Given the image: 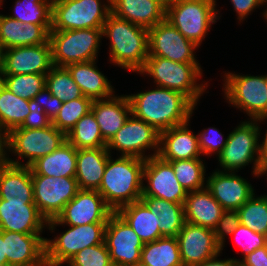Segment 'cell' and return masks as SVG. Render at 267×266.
<instances>
[{"mask_svg": "<svg viewBox=\"0 0 267 266\" xmlns=\"http://www.w3.org/2000/svg\"><path fill=\"white\" fill-rule=\"evenodd\" d=\"M128 97L132 114L159 132L190 121L196 107L182 93L158 86Z\"/></svg>", "mask_w": 267, "mask_h": 266, "instance_id": "obj_1", "label": "cell"}, {"mask_svg": "<svg viewBox=\"0 0 267 266\" xmlns=\"http://www.w3.org/2000/svg\"><path fill=\"white\" fill-rule=\"evenodd\" d=\"M144 164L145 160L132 156L108 157L97 191L113 212L141 199Z\"/></svg>", "mask_w": 267, "mask_h": 266, "instance_id": "obj_2", "label": "cell"}, {"mask_svg": "<svg viewBox=\"0 0 267 266\" xmlns=\"http://www.w3.org/2000/svg\"><path fill=\"white\" fill-rule=\"evenodd\" d=\"M102 36L109 37L113 65L137 73L142 69L149 56L148 29L111 13L103 24Z\"/></svg>", "mask_w": 267, "mask_h": 266, "instance_id": "obj_3", "label": "cell"}, {"mask_svg": "<svg viewBox=\"0 0 267 266\" xmlns=\"http://www.w3.org/2000/svg\"><path fill=\"white\" fill-rule=\"evenodd\" d=\"M138 73L151 76L156 87L182 93L195 106L208 86L207 82L196 83L202 76L199 63H179L159 56H148Z\"/></svg>", "mask_w": 267, "mask_h": 266, "instance_id": "obj_4", "label": "cell"}, {"mask_svg": "<svg viewBox=\"0 0 267 266\" xmlns=\"http://www.w3.org/2000/svg\"><path fill=\"white\" fill-rule=\"evenodd\" d=\"M259 120L241 122L228 136L227 144L218 154V162L223 170L239 172L253 162L254 176H261L260 164V127Z\"/></svg>", "mask_w": 267, "mask_h": 266, "instance_id": "obj_5", "label": "cell"}, {"mask_svg": "<svg viewBox=\"0 0 267 266\" xmlns=\"http://www.w3.org/2000/svg\"><path fill=\"white\" fill-rule=\"evenodd\" d=\"M102 37V28L51 30L49 42L53 66L67 67L97 60Z\"/></svg>", "mask_w": 267, "mask_h": 266, "instance_id": "obj_6", "label": "cell"}, {"mask_svg": "<svg viewBox=\"0 0 267 266\" xmlns=\"http://www.w3.org/2000/svg\"><path fill=\"white\" fill-rule=\"evenodd\" d=\"M218 12L216 0H176L166 10V19L199 47L211 25L220 18Z\"/></svg>", "mask_w": 267, "mask_h": 266, "instance_id": "obj_7", "label": "cell"}, {"mask_svg": "<svg viewBox=\"0 0 267 266\" xmlns=\"http://www.w3.org/2000/svg\"><path fill=\"white\" fill-rule=\"evenodd\" d=\"M224 95L229 104L250 117V120L267 119V75L251 76L224 74Z\"/></svg>", "mask_w": 267, "mask_h": 266, "instance_id": "obj_8", "label": "cell"}, {"mask_svg": "<svg viewBox=\"0 0 267 266\" xmlns=\"http://www.w3.org/2000/svg\"><path fill=\"white\" fill-rule=\"evenodd\" d=\"M67 141L66 134L53 124L39 129H13L6 134V147L9 152L20 159H26L23 164L16 159L7 157V162L13 165L30 166L38 158L46 156Z\"/></svg>", "mask_w": 267, "mask_h": 266, "instance_id": "obj_9", "label": "cell"}, {"mask_svg": "<svg viewBox=\"0 0 267 266\" xmlns=\"http://www.w3.org/2000/svg\"><path fill=\"white\" fill-rule=\"evenodd\" d=\"M53 0L51 30L102 28L111 14V0Z\"/></svg>", "mask_w": 267, "mask_h": 266, "instance_id": "obj_10", "label": "cell"}, {"mask_svg": "<svg viewBox=\"0 0 267 266\" xmlns=\"http://www.w3.org/2000/svg\"><path fill=\"white\" fill-rule=\"evenodd\" d=\"M107 222H97L70 228L54 239H45L46 266H61L84 248L104 242Z\"/></svg>", "mask_w": 267, "mask_h": 266, "instance_id": "obj_11", "label": "cell"}, {"mask_svg": "<svg viewBox=\"0 0 267 266\" xmlns=\"http://www.w3.org/2000/svg\"><path fill=\"white\" fill-rule=\"evenodd\" d=\"M106 147L109 152L113 149L121 151V156H132L146 160L151 156L158 155L160 132L132 114ZM148 149H152L154 154L145 155V151Z\"/></svg>", "mask_w": 267, "mask_h": 266, "instance_id": "obj_12", "label": "cell"}, {"mask_svg": "<svg viewBox=\"0 0 267 266\" xmlns=\"http://www.w3.org/2000/svg\"><path fill=\"white\" fill-rule=\"evenodd\" d=\"M112 213L113 211L106 205L98 191L79 189L56 219L47 221L46 228L54 232L57 225L78 226L107 222Z\"/></svg>", "mask_w": 267, "mask_h": 266, "instance_id": "obj_13", "label": "cell"}, {"mask_svg": "<svg viewBox=\"0 0 267 266\" xmlns=\"http://www.w3.org/2000/svg\"><path fill=\"white\" fill-rule=\"evenodd\" d=\"M32 183L34 203L47 221L56 219L79 190L77 180L73 177L32 175Z\"/></svg>", "mask_w": 267, "mask_h": 266, "instance_id": "obj_14", "label": "cell"}, {"mask_svg": "<svg viewBox=\"0 0 267 266\" xmlns=\"http://www.w3.org/2000/svg\"><path fill=\"white\" fill-rule=\"evenodd\" d=\"M104 241L114 266H133L140 262L144 243L117 212L107 220Z\"/></svg>", "mask_w": 267, "mask_h": 266, "instance_id": "obj_15", "label": "cell"}, {"mask_svg": "<svg viewBox=\"0 0 267 266\" xmlns=\"http://www.w3.org/2000/svg\"><path fill=\"white\" fill-rule=\"evenodd\" d=\"M149 56H159L179 63H199L196 46L167 19L148 29Z\"/></svg>", "mask_w": 267, "mask_h": 266, "instance_id": "obj_16", "label": "cell"}, {"mask_svg": "<svg viewBox=\"0 0 267 266\" xmlns=\"http://www.w3.org/2000/svg\"><path fill=\"white\" fill-rule=\"evenodd\" d=\"M142 185V196H151L174 203L184 204L187 191L176 179L172 165L159 155L145 160Z\"/></svg>", "mask_w": 267, "mask_h": 266, "instance_id": "obj_17", "label": "cell"}, {"mask_svg": "<svg viewBox=\"0 0 267 266\" xmlns=\"http://www.w3.org/2000/svg\"><path fill=\"white\" fill-rule=\"evenodd\" d=\"M183 266L201 264L221 252L212 229L185 222L176 236Z\"/></svg>", "mask_w": 267, "mask_h": 266, "instance_id": "obj_18", "label": "cell"}, {"mask_svg": "<svg viewBox=\"0 0 267 266\" xmlns=\"http://www.w3.org/2000/svg\"><path fill=\"white\" fill-rule=\"evenodd\" d=\"M53 67L51 44L13 47L4 52L2 75L47 74Z\"/></svg>", "mask_w": 267, "mask_h": 266, "instance_id": "obj_19", "label": "cell"}, {"mask_svg": "<svg viewBox=\"0 0 267 266\" xmlns=\"http://www.w3.org/2000/svg\"><path fill=\"white\" fill-rule=\"evenodd\" d=\"M206 188L224 210H238L253 194L254 188L236 172L219 169L207 178Z\"/></svg>", "mask_w": 267, "mask_h": 266, "instance_id": "obj_20", "label": "cell"}, {"mask_svg": "<svg viewBox=\"0 0 267 266\" xmlns=\"http://www.w3.org/2000/svg\"><path fill=\"white\" fill-rule=\"evenodd\" d=\"M45 239L41 234L3 230L8 266H46Z\"/></svg>", "mask_w": 267, "mask_h": 266, "instance_id": "obj_21", "label": "cell"}, {"mask_svg": "<svg viewBox=\"0 0 267 266\" xmlns=\"http://www.w3.org/2000/svg\"><path fill=\"white\" fill-rule=\"evenodd\" d=\"M47 220L34 202H9L0 199V229L24 234H41Z\"/></svg>", "mask_w": 267, "mask_h": 266, "instance_id": "obj_22", "label": "cell"}, {"mask_svg": "<svg viewBox=\"0 0 267 266\" xmlns=\"http://www.w3.org/2000/svg\"><path fill=\"white\" fill-rule=\"evenodd\" d=\"M91 111L96 117L103 139L108 143L122 128L130 115L132 108L128 95L115 96L94 100Z\"/></svg>", "mask_w": 267, "mask_h": 266, "instance_id": "obj_23", "label": "cell"}, {"mask_svg": "<svg viewBox=\"0 0 267 266\" xmlns=\"http://www.w3.org/2000/svg\"><path fill=\"white\" fill-rule=\"evenodd\" d=\"M189 121L160 132L158 155L165 161L200 159L198 138L189 130Z\"/></svg>", "mask_w": 267, "mask_h": 266, "instance_id": "obj_24", "label": "cell"}, {"mask_svg": "<svg viewBox=\"0 0 267 266\" xmlns=\"http://www.w3.org/2000/svg\"><path fill=\"white\" fill-rule=\"evenodd\" d=\"M51 26L20 23L8 15L0 14V40L5 50L44 44L49 41Z\"/></svg>", "mask_w": 267, "mask_h": 266, "instance_id": "obj_25", "label": "cell"}, {"mask_svg": "<svg viewBox=\"0 0 267 266\" xmlns=\"http://www.w3.org/2000/svg\"><path fill=\"white\" fill-rule=\"evenodd\" d=\"M0 199L34 202L31 168L6 162L0 167Z\"/></svg>", "mask_w": 267, "mask_h": 266, "instance_id": "obj_26", "label": "cell"}, {"mask_svg": "<svg viewBox=\"0 0 267 266\" xmlns=\"http://www.w3.org/2000/svg\"><path fill=\"white\" fill-rule=\"evenodd\" d=\"M111 13L146 29L166 19V10L154 0H111Z\"/></svg>", "mask_w": 267, "mask_h": 266, "instance_id": "obj_27", "label": "cell"}, {"mask_svg": "<svg viewBox=\"0 0 267 266\" xmlns=\"http://www.w3.org/2000/svg\"><path fill=\"white\" fill-rule=\"evenodd\" d=\"M223 211L206 187L187 193L184 202L186 222L213 230Z\"/></svg>", "mask_w": 267, "mask_h": 266, "instance_id": "obj_28", "label": "cell"}, {"mask_svg": "<svg viewBox=\"0 0 267 266\" xmlns=\"http://www.w3.org/2000/svg\"><path fill=\"white\" fill-rule=\"evenodd\" d=\"M111 152L107 147L77 149L76 180L79 189L98 190Z\"/></svg>", "mask_w": 267, "mask_h": 266, "instance_id": "obj_29", "label": "cell"}, {"mask_svg": "<svg viewBox=\"0 0 267 266\" xmlns=\"http://www.w3.org/2000/svg\"><path fill=\"white\" fill-rule=\"evenodd\" d=\"M95 61L97 60L70 64L66 67L82 94L92 101L109 98L115 93L107 77L98 70Z\"/></svg>", "mask_w": 267, "mask_h": 266, "instance_id": "obj_30", "label": "cell"}, {"mask_svg": "<svg viewBox=\"0 0 267 266\" xmlns=\"http://www.w3.org/2000/svg\"><path fill=\"white\" fill-rule=\"evenodd\" d=\"M31 175L76 177L77 149L68 141L52 153L38 158L30 166Z\"/></svg>", "mask_w": 267, "mask_h": 266, "instance_id": "obj_31", "label": "cell"}, {"mask_svg": "<svg viewBox=\"0 0 267 266\" xmlns=\"http://www.w3.org/2000/svg\"><path fill=\"white\" fill-rule=\"evenodd\" d=\"M117 213L131 226L144 244L163 237L159 230V217L141 200L121 207Z\"/></svg>", "mask_w": 267, "mask_h": 266, "instance_id": "obj_32", "label": "cell"}, {"mask_svg": "<svg viewBox=\"0 0 267 266\" xmlns=\"http://www.w3.org/2000/svg\"><path fill=\"white\" fill-rule=\"evenodd\" d=\"M140 200L153 214L159 217V230L163 237H176L178 235L186 222L184 204L151 196H141Z\"/></svg>", "mask_w": 267, "mask_h": 266, "instance_id": "obj_33", "label": "cell"}, {"mask_svg": "<svg viewBox=\"0 0 267 266\" xmlns=\"http://www.w3.org/2000/svg\"><path fill=\"white\" fill-rule=\"evenodd\" d=\"M140 262L146 266H183L177 238L164 236L145 243Z\"/></svg>", "mask_w": 267, "mask_h": 266, "instance_id": "obj_34", "label": "cell"}, {"mask_svg": "<svg viewBox=\"0 0 267 266\" xmlns=\"http://www.w3.org/2000/svg\"><path fill=\"white\" fill-rule=\"evenodd\" d=\"M29 100L14 95L0 82V128L5 134L20 127L29 115Z\"/></svg>", "mask_w": 267, "mask_h": 266, "instance_id": "obj_35", "label": "cell"}, {"mask_svg": "<svg viewBox=\"0 0 267 266\" xmlns=\"http://www.w3.org/2000/svg\"><path fill=\"white\" fill-rule=\"evenodd\" d=\"M66 139L76 149H96L107 146L91 110L75 124L66 135Z\"/></svg>", "mask_w": 267, "mask_h": 266, "instance_id": "obj_36", "label": "cell"}, {"mask_svg": "<svg viewBox=\"0 0 267 266\" xmlns=\"http://www.w3.org/2000/svg\"><path fill=\"white\" fill-rule=\"evenodd\" d=\"M53 0H16L14 14L8 15L20 23L52 25Z\"/></svg>", "mask_w": 267, "mask_h": 266, "instance_id": "obj_37", "label": "cell"}, {"mask_svg": "<svg viewBox=\"0 0 267 266\" xmlns=\"http://www.w3.org/2000/svg\"><path fill=\"white\" fill-rule=\"evenodd\" d=\"M172 165L176 179L181 186L189 192L206 187V168L202 159H187L169 161ZM205 179V180H204Z\"/></svg>", "mask_w": 267, "mask_h": 266, "instance_id": "obj_38", "label": "cell"}, {"mask_svg": "<svg viewBox=\"0 0 267 266\" xmlns=\"http://www.w3.org/2000/svg\"><path fill=\"white\" fill-rule=\"evenodd\" d=\"M45 87L63 102L84 96L66 67L53 66L46 74Z\"/></svg>", "mask_w": 267, "mask_h": 266, "instance_id": "obj_39", "label": "cell"}, {"mask_svg": "<svg viewBox=\"0 0 267 266\" xmlns=\"http://www.w3.org/2000/svg\"><path fill=\"white\" fill-rule=\"evenodd\" d=\"M237 211L241 224L267 236V195L254 193Z\"/></svg>", "mask_w": 267, "mask_h": 266, "instance_id": "obj_40", "label": "cell"}, {"mask_svg": "<svg viewBox=\"0 0 267 266\" xmlns=\"http://www.w3.org/2000/svg\"><path fill=\"white\" fill-rule=\"evenodd\" d=\"M0 82L14 95L25 100L33 99L46 85L45 74L1 75Z\"/></svg>", "mask_w": 267, "mask_h": 266, "instance_id": "obj_41", "label": "cell"}, {"mask_svg": "<svg viewBox=\"0 0 267 266\" xmlns=\"http://www.w3.org/2000/svg\"><path fill=\"white\" fill-rule=\"evenodd\" d=\"M91 104L92 100L85 96L63 102L52 124L67 135L75 124L91 110Z\"/></svg>", "mask_w": 267, "mask_h": 266, "instance_id": "obj_42", "label": "cell"}, {"mask_svg": "<svg viewBox=\"0 0 267 266\" xmlns=\"http://www.w3.org/2000/svg\"><path fill=\"white\" fill-rule=\"evenodd\" d=\"M66 264L68 266H114L105 241L99 245L84 248Z\"/></svg>", "mask_w": 267, "mask_h": 266, "instance_id": "obj_43", "label": "cell"}, {"mask_svg": "<svg viewBox=\"0 0 267 266\" xmlns=\"http://www.w3.org/2000/svg\"><path fill=\"white\" fill-rule=\"evenodd\" d=\"M230 235L234 236V240H236L235 242L238 247L242 249L244 255L243 258L248 256L254 250L267 245V236L257 233L241 223Z\"/></svg>", "mask_w": 267, "mask_h": 266, "instance_id": "obj_44", "label": "cell"}, {"mask_svg": "<svg viewBox=\"0 0 267 266\" xmlns=\"http://www.w3.org/2000/svg\"><path fill=\"white\" fill-rule=\"evenodd\" d=\"M198 144L202 155L218 154L227 144V138L223 139V135L217 128L209 127L197 134Z\"/></svg>", "mask_w": 267, "mask_h": 266, "instance_id": "obj_45", "label": "cell"}, {"mask_svg": "<svg viewBox=\"0 0 267 266\" xmlns=\"http://www.w3.org/2000/svg\"><path fill=\"white\" fill-rule=\"evenodd\" d=\"M240 224L237 210H224L213 231L216 241L221 245V251L225 247V237L230 235Z\"/></svg>", "mask_w": 267, "mask_h": 266, "instance_id": "obj_46", "label": "cell"}, {"mask_svg": "<svg viewBox=\"0 0 267 266\" xmlns=\"http://www.w3.org/2000/svg\"><path fill=\"white\" fill-rule=\"evenodd\" d=\"M29 110L30 113L23 124L15 129H39L52 124V120L46 115L43 107L38 105L34 99L29 100Z\"/></svg>", "mask_w": 267, "mask_h": 266, "instance_id": "obj_47", "label": "cell"}, {"mask_svg": "<svg viewBox=\"0 0 267 266\" xmlns=\"http://www.w3.org/2000/svg\"><path fill=\"white\" fill-rule=\"evenodd\" d=\"M35 102L42 106L46 115L53 120L62 107L63 101L54 97L45 87L34 98Z\"/></svg>", "mask_w": 267, "mask_h": 266, "instance_id": "obj_48", "label": "cell"}, {"mask_svg": "<svg viewBox=\"0 0 267 266\" xmlns=\"http://www.w3.org/2000/svg\"><path fill=\"white\" fill-rule=\"evenodd\" d=\"M234 10L236 11L240 22L245 20V18L251 14V12L257 7L264 5L265 0H230Z\"/></svg>", "mask_w": 267, "mask_h": 266, "instance_id": "obj_49", "label": "cell"}, {"mask_svg": "<svg viewBox=\"0 0 267 266\" xmlns=\"http://www.w3.org/2000/svg\"><path fill=\"white\" fill-rule=\"evenodd\" d=\"M236 260L239 266H267V245L254 250L242 260Z\"/></svg>", "mask_w": 267, "mask_h": 266, "instance_id": "obj_50", "label": "cell"}, {"mask_svg": "<svg viewBox=\"0 0 267 266\" xmlns=\"http://www.w3.org/2000/svg\"><path fill=\"white\" fill-rule=\"evenodd\" d=\"M218 256L220 254L195 266H239V262L234 258L219 260L217 259Z\"/></svg>", "mask_w": 267, "mask_h": 266, "instance_id": "obj_51", "label": "cell"}, {"mask_svg": "<svg viewBox=\"0 0 267 266\" xmlns=\"http://www.w3.org/2000/svg\"><path fill=\"white\" fill-rule=\"evenodd\" d=\"M263 138L264 140L260 144V164L261 168L267 166V130Z\"/></svg>", "mask_w": 267, "mask_h": 266, "instance_id": "obj_52", "label": "cell"}, {"mask_svg": "<svg viewBox=\"0 0 267 266\" xmlns=\"http://www.w3.org/2000/svg\"><path fill=\"white\" fill-rule=\"evenodd\" d=\"M0 266H8L5 254V241L3 240V230L0 229Z\"/></svg>", "mask_w": 267, "mask_h": 266, "instance_id": "obj_53", "label": "cell"}, {"mask_svg": "<svg viewBox=\"0 0 267 266\" xmlns=\"http://www.w3.org/2000/svg\"><path fill=\"white\" fill-rule=\"evenodd\" d=\"M6 147V140H0V167L3 166L7 162V154L8 152Z\"/></svg>", "mask_w": 267, "mask_h": 266, "instance_id": "obj_54", "label": "cell"}, {"mask_svg": "<svg viewBox=\"0 0 267 266\" xmlns=\"http://www.w3.org/2000/svg\"><path fill=\"white\" fill-rule=\"evenodd\" d=\"M156 3L161 5L165 10L173 5L176 0H154Z\"/></svg>", "mask_w": 267, "mask_h": 266, "instance_id": "obj_55", "label": "cell"}, {"mask_svg": "<svg viewBox=\"0 0 267 266\" xmlns=\"http://www.w3.org/2000/svg\"><path fill=\"white\" fill-rule=\"evenodd\" d=\"M4 52H5V49L0 40V77L2 75L3 67H4Z\"/></svg>", "mask_w": 267, "mask_h": 266, "instance_id": "obj_56", "label": "cell"}, {"mask_svg": "<svg viewBox=\"0 0 267 266\" xmlns=\"http://www.w3.org/2000/svg\"><path fill=\"white\" fill-rule=\"evenodd\" d=\"M0 140H6V134L0 128Z\"/></svg>", "mask_w": 267, "mask_h": 266, "instance_id": "obj_57", "label": "cell"}, {"mask_svg": "<svg viewBox=\"0 0 267 266\" xmlns=\"http://www.w3.org/2000/svg\"><path fill=\"white\" fill-rule=\"evenodd\" d=\"M266 3H267V0H265L264 6H265ZM263 11H264L263 17L265 18V20H267V9L266 10H263Z\"/></svg>", "mask_w": 267, "mask_h": 266, "instance_id": "obj_58", "label": "cell"}, {"mask_svg": "<svg viewBox=\"0 0 267 266\" xmlns=\"http://www.w3.org/2000/svg\"><path fill=\"white\" fill-rule=\"evenodd\" d=\"M265 174H267V166H265V167L262 168L261 175L263 176V175H265ZM266 176H267V175H266Z\"/></svg>", "mask_w": 267, "mask_h": 266, "instance_id": "obj_59", "label": "cell"}, {"mask_svg": "<svg viewBox=\"0 0 267 266\" xmlns=\"http://www.w3.org/2000/svg\"><path fill=\"white\" fill-rule=\"evenodd\" d=\"M133 266H146V265L141 263V262H138V263L134 264Z\"/></svg>", "mask_w": 267, "mask_h": 266, "instance_id": "obj_60", "label": "cell"}]
</instances>
